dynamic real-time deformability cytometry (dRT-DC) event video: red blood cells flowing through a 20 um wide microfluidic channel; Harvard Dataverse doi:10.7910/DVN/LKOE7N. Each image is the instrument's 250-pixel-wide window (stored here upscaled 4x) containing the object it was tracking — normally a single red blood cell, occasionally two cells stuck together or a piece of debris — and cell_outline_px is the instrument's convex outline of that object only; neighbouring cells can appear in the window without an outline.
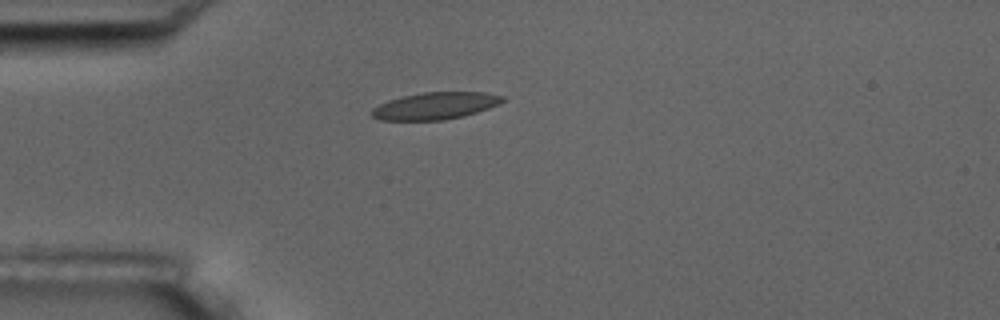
{"species": "common noctule bat (a hibernating species)", "species_latin": "Nyctalus noctula", "temperature_condition": "room temperature", "stored_images_in_passage": 4, "camera_frame_rate_fps": 3000, "um_per_image_px": 0.085, "animal": {"sex": "male", "body_mass_g": 17.5, "forearm_length_mm": 52.3}, "frame": {"image": 1, "passage_image": 4, "time_ms": 4.0, "image_size_px": [1000, 320], "cell_outline_px": [[504, 100], [500, 104], [464, 116], [444, 120], [380, 120], [372, 116], [368, 112], [372, 108], [388, 100], [404, 96], [424, 92], [488, 92], [504, 96]], "centroid_in_image_um": [36.99, 8.99], "position_along_channel_um": 48.0, "area_um2": 20.69}}